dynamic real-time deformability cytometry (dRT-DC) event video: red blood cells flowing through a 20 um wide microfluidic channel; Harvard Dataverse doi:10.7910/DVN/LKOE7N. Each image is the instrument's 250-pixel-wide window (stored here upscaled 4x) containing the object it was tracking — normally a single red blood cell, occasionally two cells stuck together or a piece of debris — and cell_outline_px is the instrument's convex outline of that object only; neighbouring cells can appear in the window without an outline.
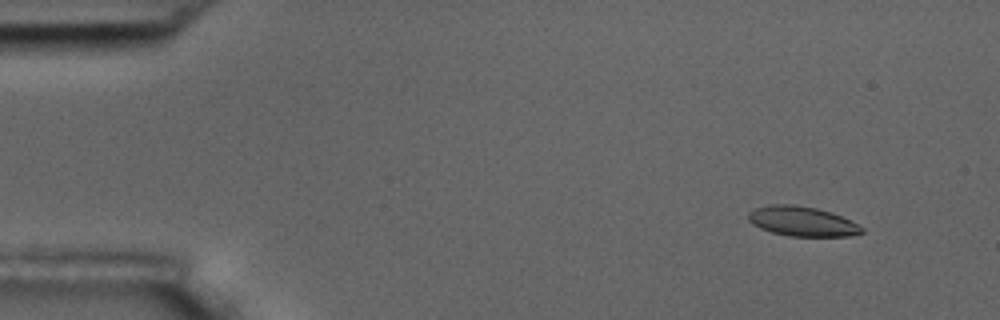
{"species": "common noctule bat (a hibernating species)", "species_latin": "Nyctalus noctula", "temperature_condition": "room temperature", "stored_images_in_passage": 6, "camera_frame_rate_fps": 3000, "um_per_image_px": 0.085, "animal": {"sex": "male", "body_mass_g": 17.5, "forearm_length_mm": 52.3}, "frame": {"image": 1, "passage_image": 2, "time_ms": 1.0, "image_size_px": [1000, 320], "cell_outline_px": [[864, 232], [848, 236], [788, 236], [772, 232], [760, 228], [752, 224], [748, 220], [748, 212], [756, 208], [772, 204], [792, 204], [816, 208], [832, 212], [864, 228]], "centroid_in_image_um": [68.15, 18.81], "position_along_channel_um": 16.8, "area_um2": 19.54}}
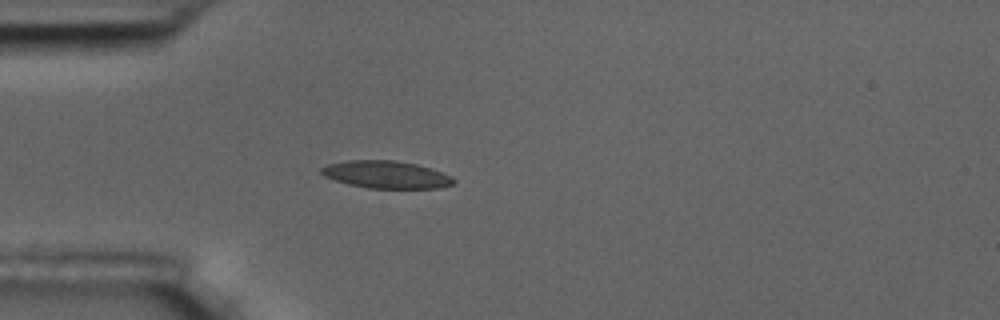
{"frame": {"image": 2, "passage_image": 5, "time_ms": 4.667, "image_size_px": [1000, 320], "cell_outline_px": [[456, 180], [452, 184], [440, 188], [368, 188], [348, 184], [324, 176], [320, 172], [320, 168], [328, 164], [348, 160], [396, 160], [416, 164], [432, 168], [452, 176]], "centroid_in_image_um": [32.84, 14.83], "position_along_channel_um": 52.2, "area_um2": 21.21}}